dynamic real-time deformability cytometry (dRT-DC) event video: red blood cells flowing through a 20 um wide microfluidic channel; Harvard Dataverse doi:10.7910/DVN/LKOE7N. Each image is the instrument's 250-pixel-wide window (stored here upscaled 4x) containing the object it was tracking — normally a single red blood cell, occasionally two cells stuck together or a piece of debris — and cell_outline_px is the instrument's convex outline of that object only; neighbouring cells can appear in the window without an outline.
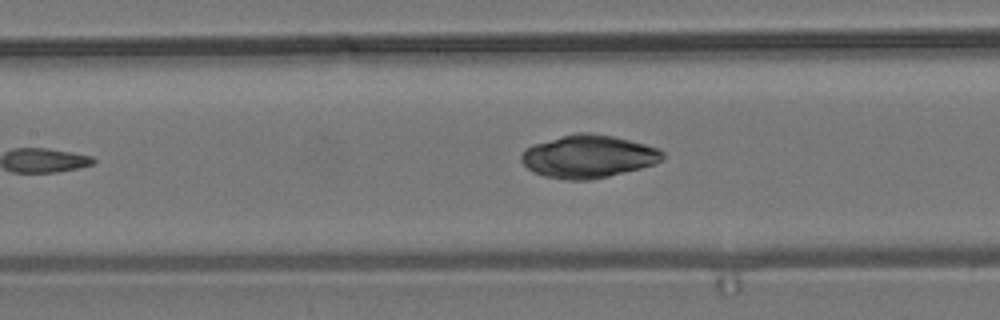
{"species": "common noctule bat (a hibernating species)", "species_latin": "Nyctalus noctula", "temperature_condition": "room temperature", "stored_images_in_passage": 7, "segment_of_instrument_passage": [2, 2], "camera_frame_rate_fps": 3000, "um_per_image_px": 0.085, "animal": {"sex": "male", "body_mass_g": 19.2, "forearm_length_mm": 51.8}, "frame": {"image": 1, "passage_image": 7, "time_ms": 7.0, "image_size_px": [1000, 320], "cell_outline_px": [[664, 160], [656, 164], [592, 180], [564, 180], [544, 176], [528, 168], [520, 160], [520, 156], [524, 148], [532, 144], [576, 132], [592, 132], [612, 136], [660, 148], [664, 152]], "centroid_in_image_um": [50.01, 13.29], "position_along_channel_um": 157.4, "area_um2": 35.49}}